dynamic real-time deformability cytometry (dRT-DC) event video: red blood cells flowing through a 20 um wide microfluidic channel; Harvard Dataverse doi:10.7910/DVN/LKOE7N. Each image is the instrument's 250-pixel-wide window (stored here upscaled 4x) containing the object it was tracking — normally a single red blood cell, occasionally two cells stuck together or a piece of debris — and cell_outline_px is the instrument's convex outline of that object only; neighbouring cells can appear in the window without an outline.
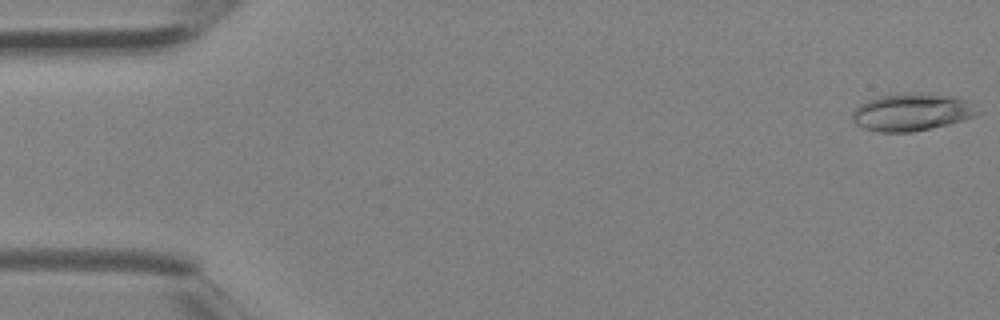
{"species": "Egyptian fruit bat (a non-hibernating species)", "species_latin": "Rousettus aegyptiacus", "temperature_condition": "room temperature", "stored_images_in_passage": 4, "camera_frame_rate_fps": 3000, "um_per_image_px": 0.085, "animal": {"sex": "female"}, "frame": {"image": 1, "passage_image": 1, "time_ms": 0.0, "image_size_px": [1000, 320], "cell_outline_px": [[980, 112], [976, 116], [964, 120], [948, 124], [912, 132], [880, 132], [864, 128], [856, 124], [852, 120], [852, 112], [860, 104], [868, 100], [880, 96], [904, 92], [920, 92], [952, 96], [964, 100]], "centroid_in_image_um": [77.47, 9.52], "position_along_channel_um": 7.5, "area_um2": 27.22}}
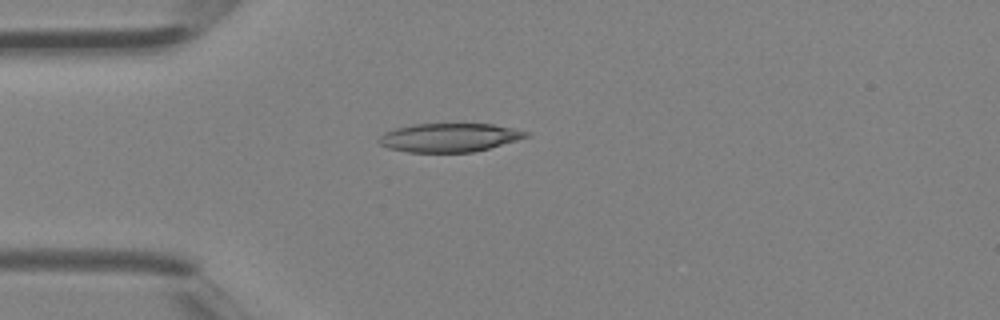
{"frame": {"image": 2, "passage_image": 4, "time_ms": 1.0, "image_size_px": [1000, 320], "cell_outline_px": [[528, 136], [516, 140], [488, 148], [472, 152], [408, 152], [388, 148], [380, 144], [376, 140], [384, 132], [396, 128], [412, 124], [492, 124], [512, 128], [528, 132]], "centroid_in_image_um": [38.13, 11.69], "position_along_channel_um": 46.9, "area_um2": 24.33}}